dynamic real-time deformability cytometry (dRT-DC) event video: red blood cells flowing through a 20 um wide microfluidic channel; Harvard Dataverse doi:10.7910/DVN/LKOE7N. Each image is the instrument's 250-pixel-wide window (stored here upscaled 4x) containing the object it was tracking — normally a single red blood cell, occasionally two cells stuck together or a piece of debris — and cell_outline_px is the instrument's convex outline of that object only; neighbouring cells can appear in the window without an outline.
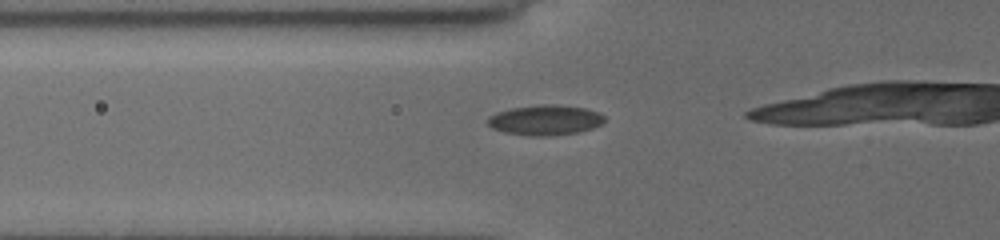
{"species": "common noctule bat (a hibernating species)", "species_latin": "Nyctalus noctula", "temperature_condition": "cold", "stored_images_in_passage": 6, "camera_frame_rate_fps": 3000, "um_per_image_px": 0.085, "animal": {"sex": "female", "body_mass_g": 19.5, "forearm_length_mm": 54.1}, "frame": {"image": 1, "passage_image": 4, "time_ms": 2.333, "image_size_px": [1000, 240], "cell_outline_px": [[604, 120], [600, 124], [592, 128], [580, 132], [552, 136], [532, 136], [504, 132], [492, 128], [488, 124], [488, 116], [496, 112], [512, 108], [544, 104], [552, 104], [584, 108], [596, 112], [604, 116]], "centroid_in_image_um": [46.31, 10.21], "position_along_channel_um": 79.5, "area_um2": 20.4}}